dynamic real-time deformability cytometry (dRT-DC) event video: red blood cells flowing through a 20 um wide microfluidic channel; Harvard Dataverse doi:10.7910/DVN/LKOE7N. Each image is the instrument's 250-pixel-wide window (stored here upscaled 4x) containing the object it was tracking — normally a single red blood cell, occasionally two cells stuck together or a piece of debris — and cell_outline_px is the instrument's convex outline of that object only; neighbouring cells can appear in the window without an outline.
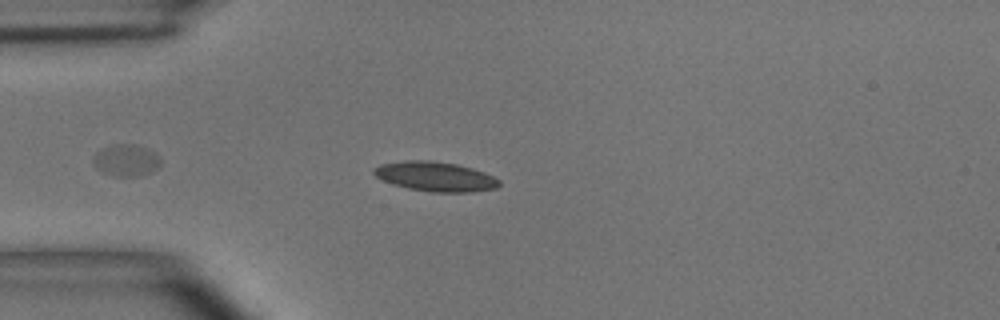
{"species": "common noctule bat (a hibernating species)", "species_latin": "Nyctalus noctula", "temperature_condition": "room temperature", "stored_images_in_passage": 2, "camera_frame_rate_fps": 3000, "um_per_image_px": 0.085, "animal": {"sex": "male", "body_mass_g": 15.6}, "frame": {"image": 1, "passage_image": 2, "time_ms": 1.0, "image_size_px": [1000, 320], "cell_outline_px": [[500, 184], [496, 188], [468, 192], [432, 192], [408, 188], [392, 184], [376, 176], [372, 172], [372, 168], [380, 164], [404, 160], [432, 160], [456, 164], [472, 168], [484, 172], [500, 180]], "centroid_in_image_um": [36.98, 14.99], "position_along_channel_um": 48.0, "area_um2": 21.62}}